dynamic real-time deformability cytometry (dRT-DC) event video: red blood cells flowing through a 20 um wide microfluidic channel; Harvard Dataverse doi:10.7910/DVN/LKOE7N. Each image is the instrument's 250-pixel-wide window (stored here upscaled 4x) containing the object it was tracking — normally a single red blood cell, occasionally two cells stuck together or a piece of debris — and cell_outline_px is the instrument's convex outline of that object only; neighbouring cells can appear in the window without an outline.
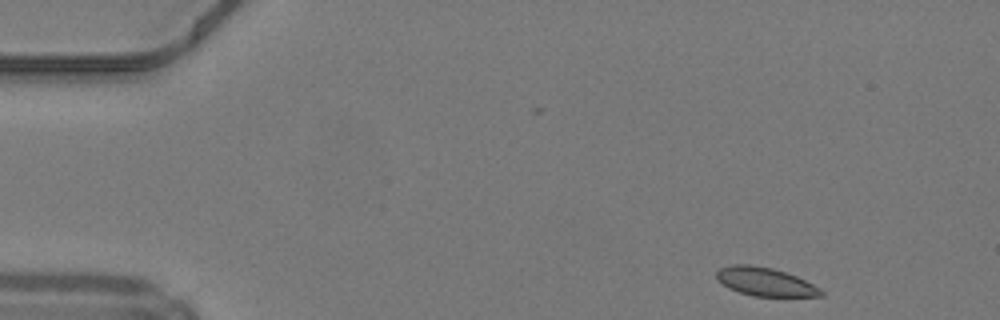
{"species": "common noctule bat (a hibernating species)", "species_latin": "Nyctalus noctula", "temperature_condition": "warm", "stored_images_in_passage": 44, "camera_frame_rate_fps": 3000, "um_per_image_px": 0.085, "animal": {"sex": "male", "body_mass_g": 19.2, "forearm_length_mm": 51.8}, "frame": {"image": 1, "passage_image": 1, "time_ms": 0.0, "image_size_px": [1000, 320], "cell_outline_px": [[824, 296], [752, 296], [728, 288], [716, 280], [716, 272], [720, 268], [732, 264], [748, 264], [772, 268], [796, 276], [820, 288], [824, 292]], "centroid_in_image_um": [65.0, 23.95], "position_along_channel_um": 20.0, "area_um2": 17.28}}
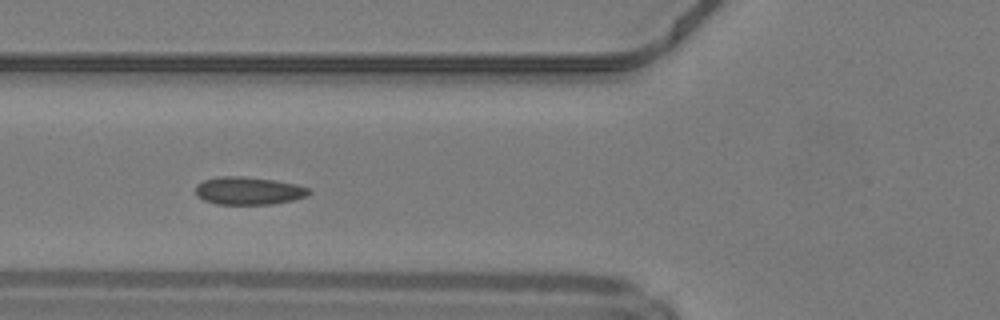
{"frame": {"image": 2, "passage_image": 14, "time_ms": 4.333, "image_size_px": [1000, 320], "cell_outline_px": [[312, 192], [308, 196], [292, 200], [272, 204], [216, 204], [204, 200], [196, 196], [196, 184], [204, 180], [220, 176], [244, 176], [276, 180], [296, 184], [308, 188]], "centroid_in_image_um": [21.13, 16.21], "position_along_channel_um": 104.7, "area_um2": 18.5}}
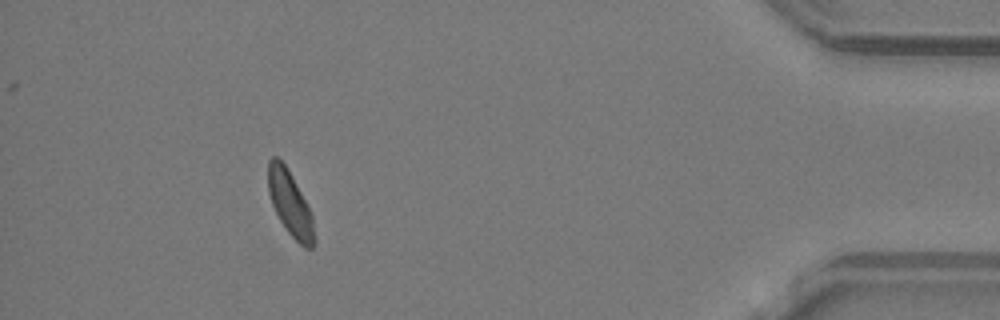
{"frame": {"image": 3, "passage_image": 40, "time_ms": 13.0, "image_size_px": [1000, 320], "cell_outline_px": [[316, 240], [312, 248], [304, 248], [288, 232], [280, 220], [272, 204], [268, 192], [268, 160], [272, 156], [276, 156], [288, 168], [312, 212]], "centroid_in_image_um": [24.68, 17.31], "position_along_channel_um": 410.5, "area_um2": 17.57}, "authors_computed_cell_mechanics": {"area_um2": 17.9758, "velocity_mm_per_s": 4.2148, "shape_relaxation_time_tau1_ms": 4.1848, "shape_relaxation_time_tau2_ms": 2.5109, "deformation_change_tau1": 0.0799, "deformation_change_tau2": 0.0811}}